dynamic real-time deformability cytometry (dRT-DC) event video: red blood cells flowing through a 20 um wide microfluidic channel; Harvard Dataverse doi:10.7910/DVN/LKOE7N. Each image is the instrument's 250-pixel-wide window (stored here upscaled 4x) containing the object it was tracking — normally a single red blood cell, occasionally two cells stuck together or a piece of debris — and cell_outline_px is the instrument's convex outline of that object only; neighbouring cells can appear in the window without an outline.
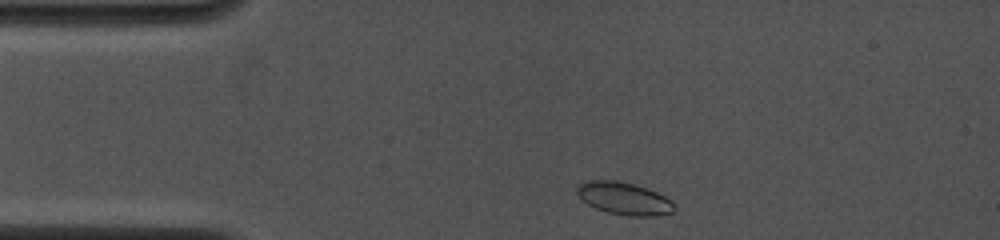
{"species": "common noctule bat (a hibernating species)", "species_latin": "Nyctalus noctula", "temperature_condition": "cold", "stored_images_in_passage": 10, "camera_frame_rate_fps": 4000, "um_per_image_px": 0.085, "animal": {"sex": "female", "body_mass_g": 19.0, "forearm_length_mm": 53.3}, "frame": {"image": 1, "passage_image": 2, "time_ms": 0.25, "image_size_px": [1000, 240], "cell_outline_px": [[676, 208], [672, 212], [656, 216], [628, 216], [608, 212], [596, 208], [588, 204], [576, 192], [576, 188], [580, 184], [588, 180], [616, 180], [636, 184], [656, 192], [672, 200]], "centroid_in_image_um": [53.07, 16.86], "position_along_channel_um": 31.9, "area_um2": 18.38}}
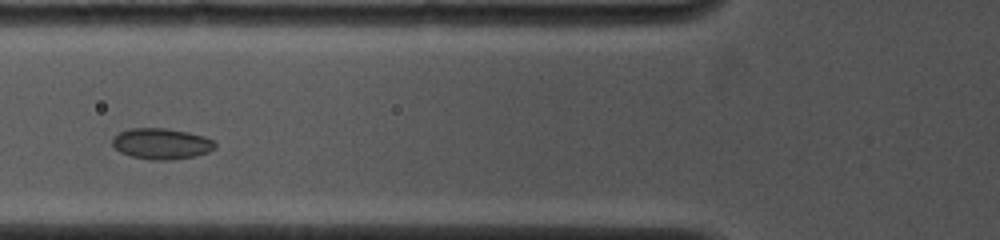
{"frame": {"image": 2, "passage_image": 6, "time_ms": 3.25, "image_size_px": [1000, 240], "cell_outline_px": [[216, 148], [208, 152], [196, 156], [172, 160], [152, 160], [132, 156], [120, 152], [112, 144], [112, 140], [120, 132], [128, 128], [168, 128], [188, 132], [204, 136], [216, 140]], "centroid_in_image_um": [13.78, 12.21], "position_along_channel_um": 112.0, "area_um2": 18.67}}
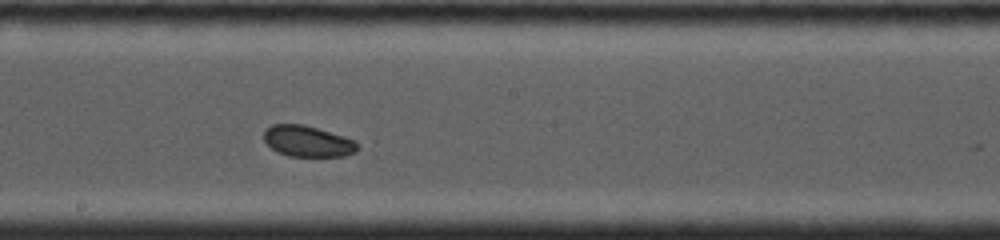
{"frame": {"image": 3, "passage_image": 10, "time_ms": 6.0, "image_size_px": [1000, 240], "cell_outline_px": [[360, 148], [356, 152], [344, 156], [288, 156], [272, 148], [264, 140], [264, 132], [272, 124], [304, 124], [344, 136], [356, 140]], "centroid_in_image_um": [26.2, 12.0], "position_along_channel_um": 222.0, "area_um2": 16.94}}